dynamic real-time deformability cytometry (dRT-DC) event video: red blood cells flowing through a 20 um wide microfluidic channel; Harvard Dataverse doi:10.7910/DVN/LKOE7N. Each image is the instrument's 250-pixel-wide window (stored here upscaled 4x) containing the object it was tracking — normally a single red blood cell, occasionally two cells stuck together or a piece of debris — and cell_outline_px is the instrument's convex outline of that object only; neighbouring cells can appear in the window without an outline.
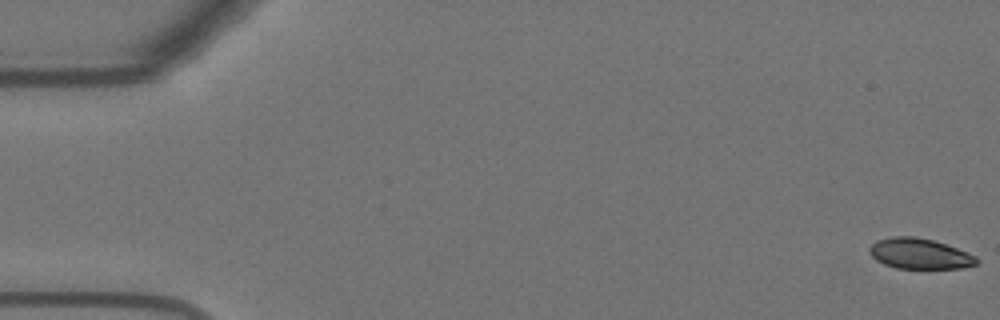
{"species": "Egyptian fruit bat (a non-hibernating species)", "species_latin": "Rousettus aegyptiacus", "temperature_condition": "warm", "stored_images_in_passage": 55, "camera_frame_rate_fps": 3000, "um_per_image_px": 0.085, "animal": {"sex": "female"}, "frame": {"image": 1, "passage_image": 1, "time_ms": 0.0, "image_size_px": [1000, 320], "cell_outline_px": [[980, 260], [976, 264], [960, 268], [896, 268], [884, 264], [876, 260], [868, 252], [868, 248], [876, 240], [892, 236], [916, 236], [932, 240], [968, 252], [976, 256]], "centroid_in_image_um": [78.14, 21.55], "position_along_channel_um": 6.9, "area_um2": 19.07}}
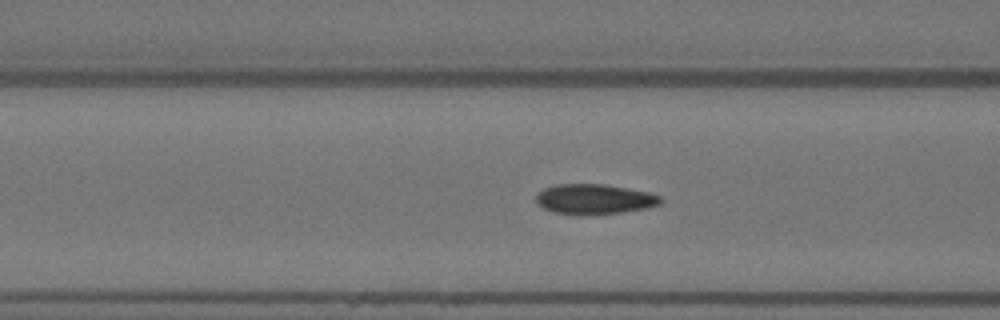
{"frame": {"image": 2, "passage_image": 22, "time_ms": 7.0, "image_size_px": [1000, 320], "cell_outline_px": [[664, 200], [660, 204], [648, 208], [620, 212], [584, 216], [580, 216], [552, 212], [536, 204], [536, 192], [544, 188], [556, 184], [604, 184], [648, 192], [660, 196]], "centroid_in_image_um": [50.48, 16.94], "position_along_channel_um": 116.1, "area_um2": 22.2}}
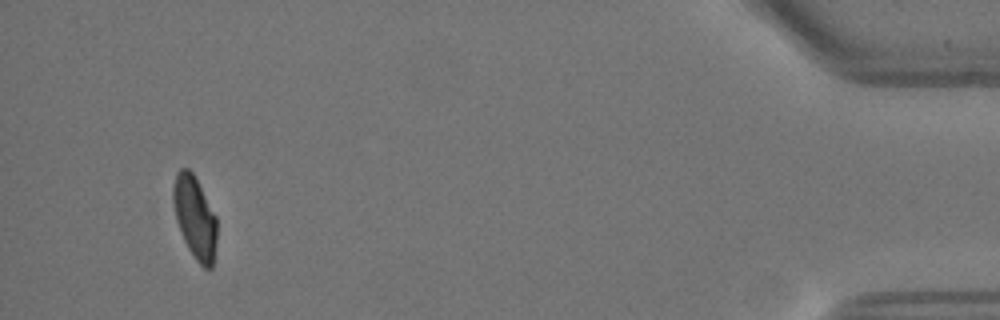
{"frame": {"image": 3, "passage_image": 53, "time_ms": 17.333, "image_size_px": [1000, 320], "cell_outline_px": [[216, 244], [212, 268], [204, 268], [196, 260], [188, 248], [184, 240], [176, 220], [172, 200], [172, 188], [176, 172], [180, 168], [188, 168], [192, 172], [216, 216]], "centroid_in_image_um": [16.54, 18.47], "position_along_channel_um": 418.7, "area_um2": 20.87}}